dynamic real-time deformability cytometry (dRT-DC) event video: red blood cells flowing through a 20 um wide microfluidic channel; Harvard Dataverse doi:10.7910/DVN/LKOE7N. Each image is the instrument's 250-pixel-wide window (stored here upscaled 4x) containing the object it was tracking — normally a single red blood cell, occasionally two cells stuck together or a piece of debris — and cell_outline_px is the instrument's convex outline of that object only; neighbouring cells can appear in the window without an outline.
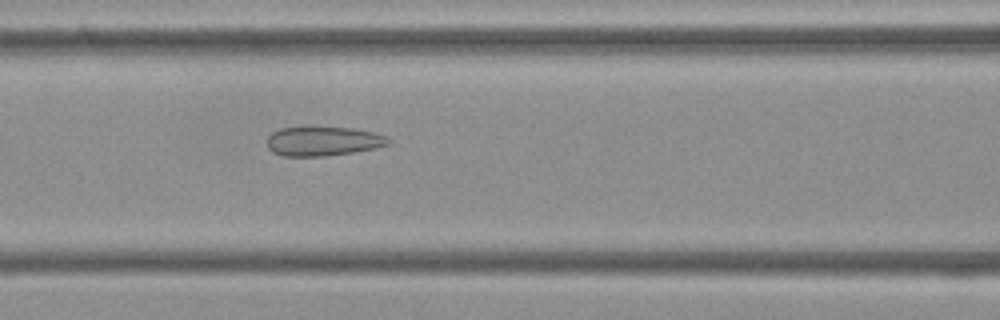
{"species": "Egyptian fruit bat (a non-hibernating species)", "species_latin": "Rousettus aegyptiacus", "temperature_condition": "cold", "stored_images_in_passage": 53, "camera_frame_rate_fps": 3000, "um_per_image_px": 0.085, "frame": {"image": 1, "passage_image": 22, "time_ms": 7.0, "image_size_px": [1000, 320], "cell_outline_px": [[392, 140], [388, 144], [376, 148], [352, 152], [324, 156], [284, 156], [272, 152], [268, 148], [268, 136], [272, 132], [280, 128], [352, 128], [372, 132], [384, 136]], "centroid_in_image_um": [27.45, 12.01], "position_along_channel_um": 139.2, "area_um2": 20.35}}
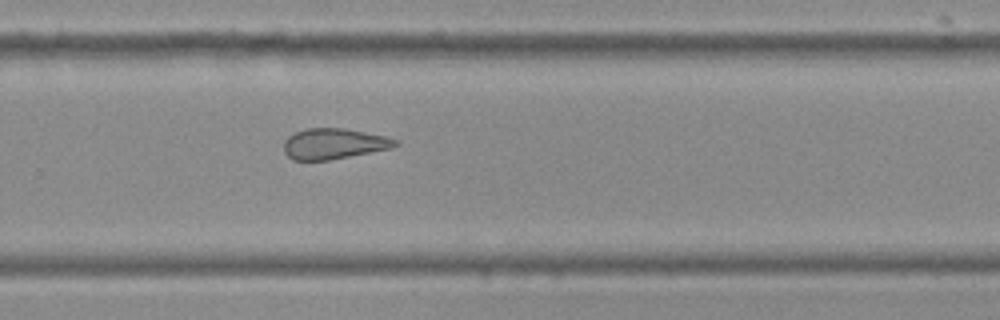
{"frame": {"image": 2, "passage_image": 35, "time_ms": 11.333, "image_size_px": [1000, 320], "cell_outline_px": [[400, 144], [392, 148], [328, 160], [292, 160], [284, 152], [284, 140], [288, 136], [296, 132], [308, 128], [344, 128], [388, 136], [400, 140]], "centroid_in_image_um": [28.41, 12.21], "position_along_channel_um": 301.4, "area_um2": 20.06}}
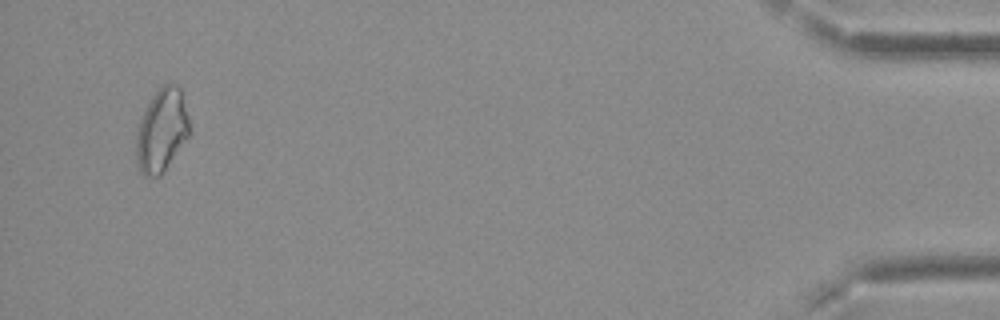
{"frame": {"image": 3, "passage_image": 51, "time_ms": 16.667, "image_size_px": [1000, 320], "cell_outline_px": [[188, 136], [160, 176], [144, 176], [140, 172], [136, 164], [136, 132], [140, 120], [152, 96], [164, 84], [176, 84], [180, 88], [188, 116]], "centroid_in_image_um": [13.71, 11.1], "position_along_channel_um": 421.5, "area_um2": 25.32}, "authors_computed_cell_mechanics": {"area_um2": 23.5246, "velocity_mm_per_s": 3.7497, "shape_relaxation_time_tau1_ms": null, "shape_relaxation_time_tau2_ms": 2.8205, "deformation_change_tau1": null, "deformation_change_tau2": 0.1204}}